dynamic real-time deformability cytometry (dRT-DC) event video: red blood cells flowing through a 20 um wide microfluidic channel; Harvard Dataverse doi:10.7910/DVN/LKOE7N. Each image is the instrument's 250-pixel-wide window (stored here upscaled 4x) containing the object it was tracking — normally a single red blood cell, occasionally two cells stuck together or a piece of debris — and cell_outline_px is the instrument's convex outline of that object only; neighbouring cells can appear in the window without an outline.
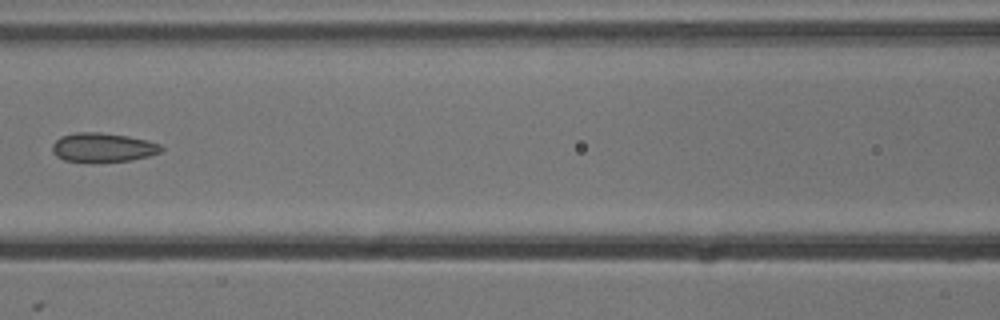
{"species": "common noctule bat (a hibernating species)", "species_latin": "Nyctalus noctula", "temperature_condition": "cold", "stored_images_in_passage": 6, "camera_frame_rate_fps": 3000, "um_per_image_px": 0.085, "animal": {"sex": "male", "body_mass_g": 13.3}, "frame": {"image": 1, "passage_image": 5, "time_ms": 1.333, "image_size_px": [1000, 320], "cell_outline_px": [[164, 148], [160, 152], [148, 156], [132, 160], [92, 164], [64, 160], [56, 156], [52, 152], [52, 144], [60, 136], [76, 132], [100, 132], [128, 136], [160, 144]], "centroid_in_image_um": [8.7, 12.56], "position_along_channel_um": 157.9, "area_um2": 18.96}}
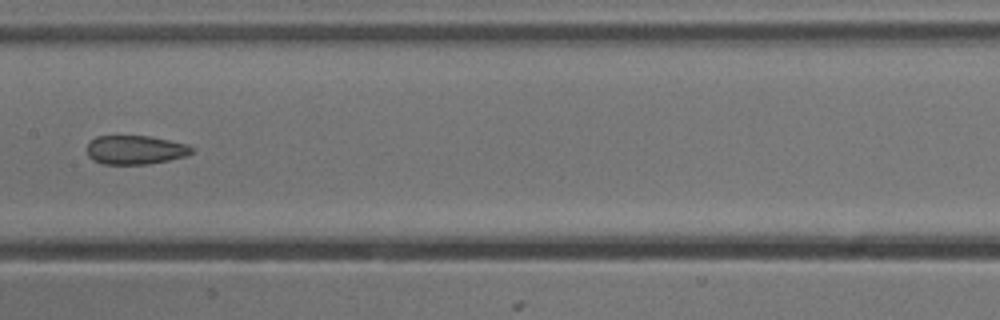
{"frame": {"image": 2, "passage_image": 6, "time_ms": 1.667, "image_size_px": [1000, 320], "cell_outline_px": [[196, 148], [192, 152], [184, 156], [168, 160], [148, 164], [104, 164], [92, 160], [88, 156], [88, 144], [96, 136], [148, 136], [188, 144]], "centroid_in_image_um": [11.51, 12.74], "position_along_channel_um": 195.9, "area_um2": 17.57}}